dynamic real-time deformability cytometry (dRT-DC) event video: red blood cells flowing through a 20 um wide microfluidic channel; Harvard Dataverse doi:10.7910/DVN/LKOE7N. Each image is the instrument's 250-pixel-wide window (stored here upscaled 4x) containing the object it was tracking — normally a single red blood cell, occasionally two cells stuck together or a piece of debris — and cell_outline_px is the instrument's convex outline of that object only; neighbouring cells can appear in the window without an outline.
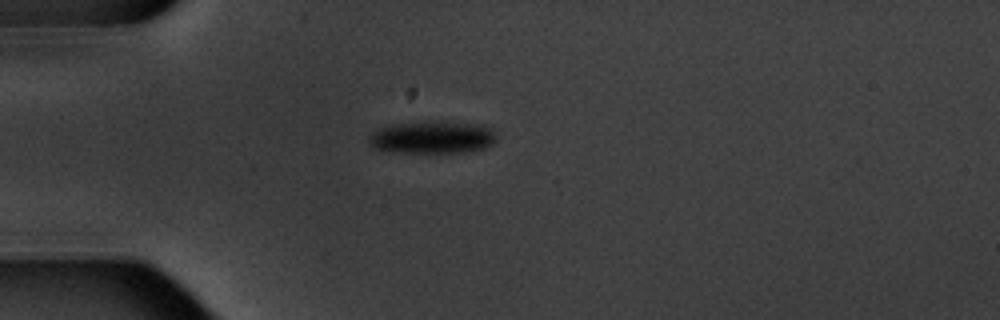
{"species": "common noctule bat (a hibernating species)", "species_latin": "Nyctalus noctula", "temperature_condition": "warm", "stored_images_in_passage": 2, "camera_frame_rate_fps": 3000, "um_per_image_px": 0.085, "animal": {"sex": "male", "body_mass_g": 20.1, "forearm_length_mm": 53.5}, "frame": {"image": 1, "passage_image": 1, "time_ms": 0.0, "image_size_px": [1000, 320], "cell_outline_px": [[496, 140], [492, 144], [484, 148], [464, 152], [392, 152], [376, 148], [368, 140], [368, 136], [380, 128], [392, 124], [432, 120], [440, 120], [484, 124], [492, 128], [496, 132]], "centroid_in_image_um": [36.82, 11.63], "position_along_channel_um": 48.2, "area_um2": 24.57}}